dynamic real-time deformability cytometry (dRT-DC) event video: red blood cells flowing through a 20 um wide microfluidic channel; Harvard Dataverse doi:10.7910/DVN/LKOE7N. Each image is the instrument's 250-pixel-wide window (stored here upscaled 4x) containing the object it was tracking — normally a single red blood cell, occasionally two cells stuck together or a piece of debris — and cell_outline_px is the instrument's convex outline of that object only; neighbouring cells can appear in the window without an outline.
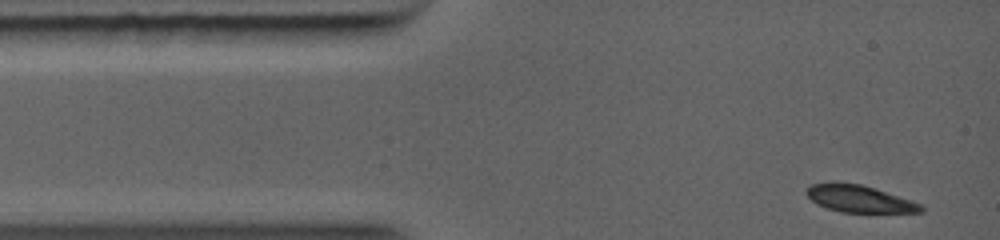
{"species": "common noctule bat (a hibernating species)", "species_latin": "Nyctalus noctula", "temperature_condition": "warm", "stored_images_in_passage": 47, "camera_frame_rate_fps": 5000, "um_per_image_px": 0.085, "animal": {"sex": "female", "body_mass_g": 19.0, "forearm_length_mm": 56.7}, "frame": {"image": 1, "passage_image": 1, "time_ms": 0.0, "image_size_px": [1000, 240], "cell_outline_px": [[920, 208], [916, 212], [844, 212], [828, 208], [812, 200], [808, 196], [808, 188], [816, 184], [856, 184], [872, 188], [916, 204]], "centroid_in_image_um": [72.95, 16.92], "position_along_channel_um": 12.1, "area_um2": 16.24}}
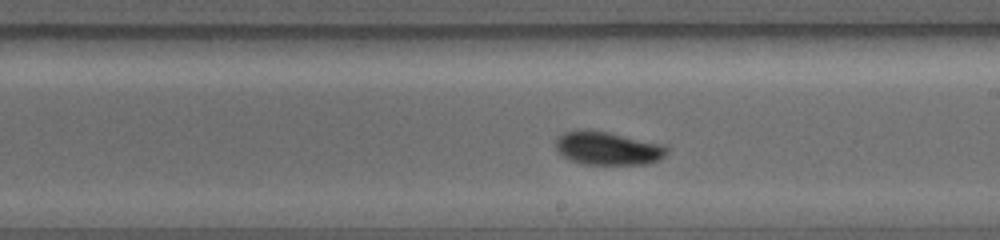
{"frame": {"image": 2, "passage_image": 27, "time_ms": 5.8, "image_size_px": [1000, 240], "cell_outline_px": [[660, 156], [652, 160], [636, 164], [588, 164], [576, 160], [568, 156], [560, 148], [560, 140], [568, 132], [600, 132], [616, 136], [660, 148]], "centroid_in_image_um": [51.53, 12.67], "position_along_channel_um": 237.5, "area_um2": 17.69}}
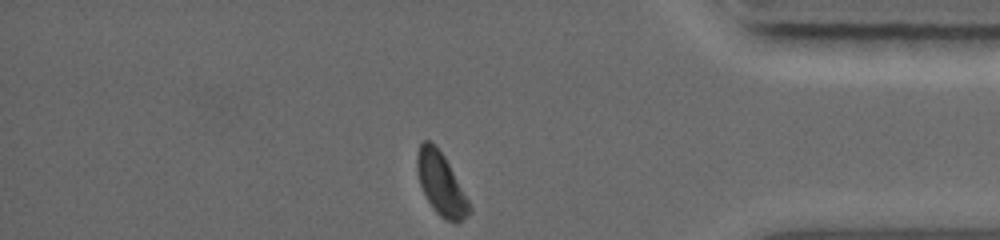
{"frame": {"image": 3, "passage_image": 47, "time_ms": 9.6, "image_size_px": [1000, 240], "cell_outline_px": [[472, 208], [456, 224], [440, 216], [436, 212], [428, 200], [420, 184], [416, 164], [416, 160], [420, 144], [424, 140], [428, 140], [444, 156], [468, 200]], "centroid_in_image_um": [37.47, 15.64], "position_along_channel_um": 397.7, "area_um2": 18.21}}